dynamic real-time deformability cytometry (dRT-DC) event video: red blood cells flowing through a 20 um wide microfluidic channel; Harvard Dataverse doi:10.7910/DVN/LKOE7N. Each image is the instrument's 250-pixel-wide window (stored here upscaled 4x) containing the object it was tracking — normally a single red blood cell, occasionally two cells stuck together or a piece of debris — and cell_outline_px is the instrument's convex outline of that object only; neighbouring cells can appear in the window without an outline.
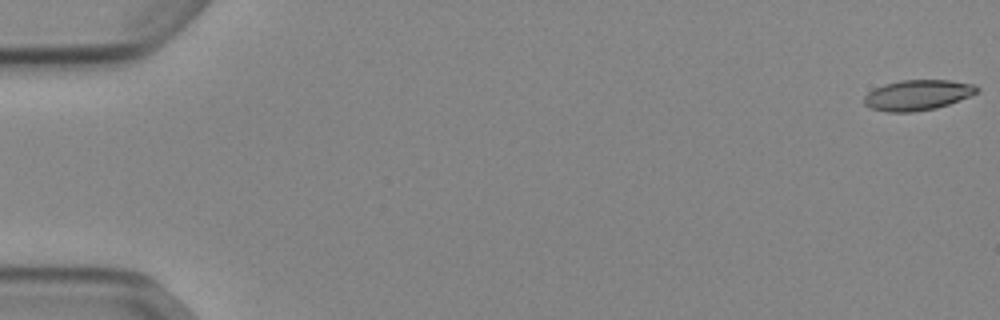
{"species": "Egyptian fruit bat (a non-hibernating species)", "species_latin": "Rousettus aegyptiacus", "temperature_condition": "cold", "stored_images_in_passage": 53, "camera_frame_rate_fps": 3000, "um_per_image_px": 0.085, "animal": {"sex": "female"}, "frame": {"image": 1, "passage_image": 1, "time_ms": 0.0, "image_size_px": [1000, 320], "cell_outline_px": [[980, 92], [960, 100], [936, 108], [912, 112], [888, 112], [872, 108], [864, 104], [864, 96], [868, 92], [884, 84], [900, 80], [948, 80], [972, 84], [980, 88]], "centroid_in_image_um": [78.01, 8.08], "position_along_channel_um": 7.0, "area_um2": 19.94}}
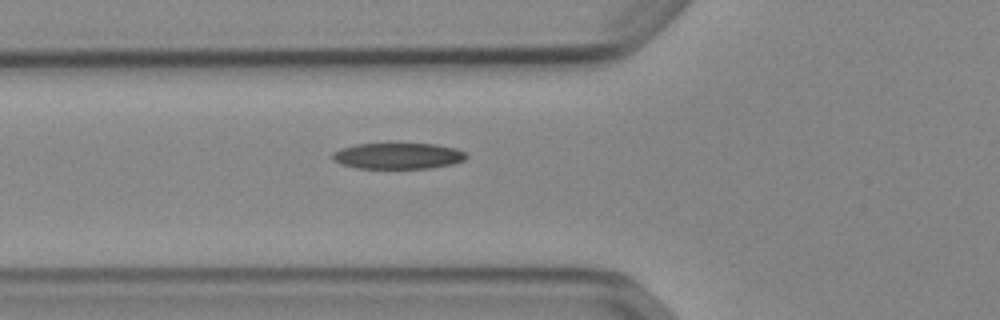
{"frame": {"image": 2, "passage_image": 20, "time_ms": 6.333, "image_size_px": [1000, 320], "cell_outline_px": [[468, 156], [464, 160], [452, 164], [432, 168], [356, 168], [340, 164], [332, 160], [332, 152], [340, 148], [356, 144], [388, 140], [396, 140], [436, 144], [456, 148], [464, 152]], "centroid_in_image_um": [33.79, 13.19], "position_along_channel_um": 92.0, "area_um2": 21.68}}
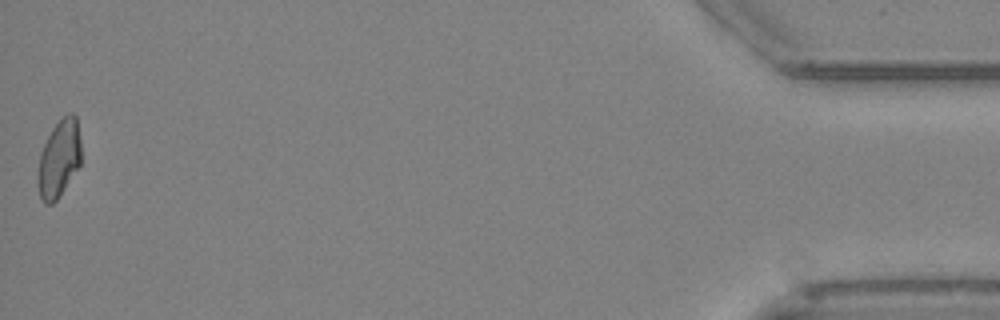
{"frame": {"image": 3, "passage_image": 53, "time_ms": 17.333, "image_size_px": [1000, 320], "cell_outline_px": [[80, 164], [56, 200], [52, 204], [44, 204], [40, 196], [36, 184], [36, 176], [40, 152], [52, 128], [68, 112], [72, 112], [76, 116], [80, 140]], "centroid_in_image_um": [4.98, 13.49], "position_along_channel_um": 430.2, "area_um2": 19.48}}